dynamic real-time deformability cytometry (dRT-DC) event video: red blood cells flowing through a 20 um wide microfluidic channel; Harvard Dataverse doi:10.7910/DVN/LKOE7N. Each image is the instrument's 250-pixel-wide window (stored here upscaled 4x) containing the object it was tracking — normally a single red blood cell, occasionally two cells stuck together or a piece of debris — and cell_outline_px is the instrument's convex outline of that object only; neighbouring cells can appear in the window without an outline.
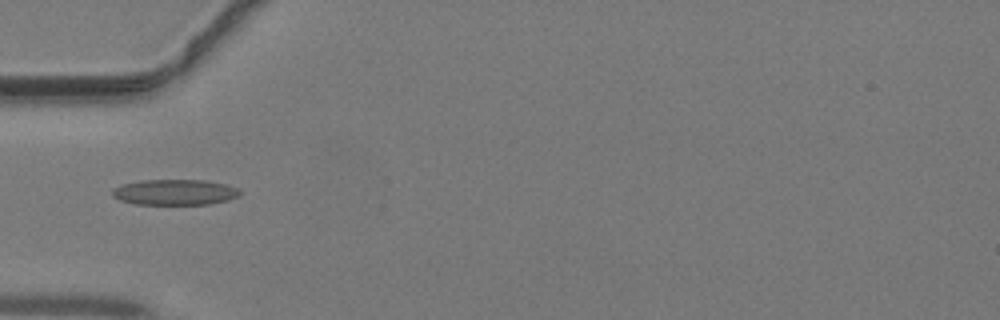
{"species": "common noctule bat (a hibernating species)", "species_latin": "Nyctalus noctula", "temperature_condition": "warm", "stored_images_in_passage": 29, "camera_frame_rate_fps": 3000, "um_per_image_px": 0.085, "animal": {"sex": "male", "body_mass_g": 19.2, "forearm_length_mm": 51.8}, "frame": {"image": 1, "passage_image": 1, "time_ms": 0.0, "image_size_px": [1000, 320], "cell_outline_px": [[244, 192], [240, 196], [228, 200], [208, 204], [136, 204], [120, 200], [112, 196], [112, 188], [120, 184], [140, 180], [204, 180], [224, 184], [236, 188]], "centroid_in_image_um": [14.84, 16.33], "position_along_channel_um": 70.2, "area_um2": 19.19}}
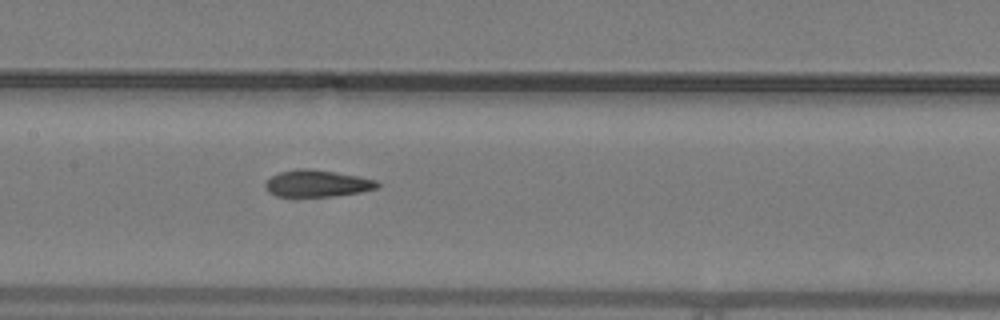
{"frame": {"image": 2, "passage_image": 8, "time_ms": 2.333, "image_size_px": [1000, 320], "cell_outline_px": [[380, 188], [360, 192], [336, 196], [276, 196], [268, 192], [264, 188], [264, 184], [272, 176], [280, 172], [336, 172], [380, 180]], "centroid_in_image_um": [27.06, 15.65], "position_along_channel_um": 180.3, "area_um2": 16.76}}
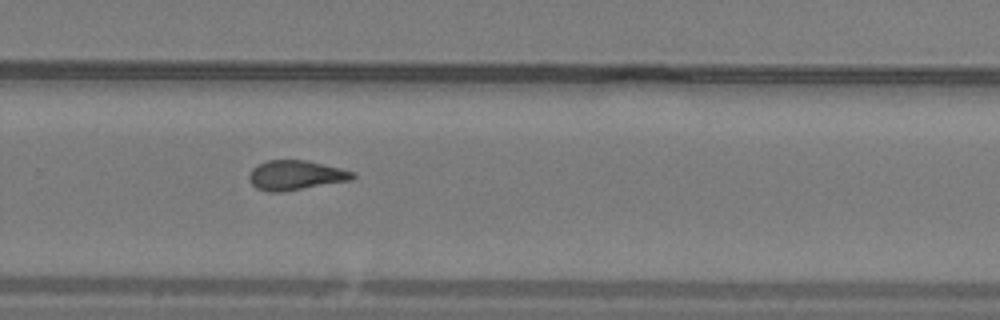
{"frame": {"image": 3, "passage_image": 16, "time_ms": 5.0, "image_size_px": [1000, 320], "cell_outline_px": [[356, 176], [352, 180], [284, 192], [268, 192], [256, 188], [248, 180], [248, 176], [252, 168], [256, 164], [268, 160], [304, 160], [340, 168], [352, 172]], "centroid_in_image_um": [25.08, 14.9], "position_along_channel_um": 304.7, "area_um2": 17.98}}